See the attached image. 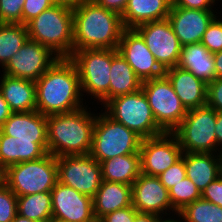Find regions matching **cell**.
Listing matches in <instances>:
<instances>
[{
    "label": "cell",
    "instance_id": "obj_1",
    "mask_svg": "<svg viewBox=\"0 0 222 222\" xmlns=\"http://www.w3.org/2000/svg\"><path fill=\"white\" fill-rule=\"evenodd\" d=\"M36 84V110L43 115L70 113L83 108L80 78L69 58H59Z\"/></svg>",
    "mask_w": 222,
    "mask_h": 222
},
{
    "label": "cell",
    "instance_id": "obj_2",
    "mask_svg": "<svg viewBox=\"0 0 222 222\" xmlns=\"http://www.w3.org/2000/svg\"><path fill=\"white\" fill-rule=\"evenodd\" d=\"M125 27L121 15L94 0L73 8V52L81 49H117Z\"/></svg>",
    "mask_w": 222,
    "mask_h": 222
},
{
    "label": "cell",
    "instance_id": "obj_3",
    "mask_svg": "<svg viewBox=\"0 0 222 222\" xmlns=\"http://www.w3.org/2000/svg\"><path fill=\"white\" fill-rule=\"evenodd\" d=\"M87 107L47 116L48 153L55 157L90 153L96 114Z\"/></svg>",
    "mask_w": 222,
    "mask_h": 222
},
{
    "label": "cell",
    "instance_id": "obj_4",
    "mask_svg": "<svg viewBox=\"0 0 222 222\" xmlns=\"http://www.w3.org/2000/svg\"><path fill=\"white\" fill-rule=\"evenodd\" d=\"M28 37L50 48L60 58L73 53V8L55 4L26 24Z\"/></svg>",
    "mask_w": 222,
    "mask_h": 222
},
{
    "label": "cell",
    "instance_id": "obj_5",
    "mask_svg": "<svg viewBox=\"0 0 222 222\" xmlns=\"http://www.w3.org/2000/svg\"><path fill=\"white\" fill-rule=\"evenodd\" d=\"M142 138L102 111L96 114L90 155L99 163L114 157L140 154Z\"/></svg>",
    "mask_w": 222,
    "mask_h": 222
},
{
    "label": "cell",
    "instance_id": "obj_6",
    "mask_svg": "<svg viewBox=\"0 0 222 222\" xmlns=\"http://www.w3.org/2000/svg\"><path fill=\"white\" fill-rule=\"evenodd\" d=\"M101 107L105 108L103 111L109 117L122 123L142 139L165 133L157 124L142 88L134 93L116 96Z\"/></svg>",
    "mask_w": 222,
    "mask_h": 222
},
{
    "label": "cell",
    "instance_id": "obj_7",
    "mask_svg": "<svg viewBox=\"0 0 222 222\" xmlns=\"http://www.w3.org/2000/svg\"><path fill=\"white\" fill-rule=\"evenodd\" d=\"M69 59L78 70L82 95L104 105L109 100L111 49L76 50Z\"/></svg>",
    "mask_w": 222,
    "mask_h": 222
},
{
    "label": "cell",
    "instance_id": "obj_8",
    "mask_svg": "<svg viewBox=\"0 0 222 222\" xmlns=\"http://www.w3.org/2000/svg\"><path fill=\"white\" fill-rule=\"evenodd\" d=\"M57 182V160L50 153L40 159L14 164L6 169V185L17 196L51 192Z\"/></svg>",
    "mask_w": 222,
    "mask_h": 222
},
{
    "label": "cell",
    "instance_id": "obj_9",
    "mask_svg": "<svg viewBox=\"0 0 222 222\" xmlns=\"http://www.w3.org/2000/svg\"><path fill=\"white\" fill-rule=\"evenodd\" d=\"M216 114L208 105L187 111L172 131L183 152L216 153Z\"/></svg>",
    "mask_w": 222,
    "mask_h": 222
},
{
    "label": "cell",
    "instance_id": "obj_10",
    "mask_svg": "<svg viewBox=\"0 0 222 222\" xmlns=\"http://www.w3.org/2000/svg\"><path fill=\"white\" fill-rule=\"evenodd\" d=\"M142 90L157 124L165 131L172 132L183 120L187 110L164 74L161 77L142 82Z\"/></svg>",
    "mask_w": 222,
    "mask_h": 222
},
{
    "label": "cell",
    "instance_id": "obj_11",
    "mask_svg": "<svg viewBox=\"0 0 222 222\" xmlns=\"http://www.w3.org/2000/svg\"><path fill=\"white\" fill-rule=\"evenodd\" d=\"M58 182L93 198L102 183L100 163L90 154L56 157Z\"/></svg>",
    "mask_w": 222,
    "mask_h": 222
},
{
    "label": "cell",
    "instance_id": "obj_12",
    "mask_svg": "<svg viewBox=\"0 0 222 222\" xmlns=\"http://www.w3.org/2000/svg\"><path fill=\"white\" fill-rule=\"evenodd\" d=\"M59 58L47 46L28 38L2 68V72L12 77L37 81Z\"/></svg>",
    "mask_w": 222,
    "mask_h": 222
},
{
    "label": "cell",
    "instance_id": "obj_13",
    "mask_svg": "<svg viewBox=\"0 0 222 222\" xmlns=\"http://www.w3.org/2000/svg\"><path fill=\"white\" fill-rule=\"evenodd\" d=\"M134 30L143 38L164 71L177 66L182 46L168 19L143 23Z\"/></svg>",
    "mask_w": 222,
    "mask_h": 222
},
{
    "label": "cell",
    "instance_id": "obj_14",
    "mask_svg": "<svg viewBox=\"0 0 222 222\" xmlns=\"http://www.w3.org/2000/svg\"><path fill=\"white\" fill-rule=\"evenodd\" d=\"M141 173L159 176L182 156V148L172 132L142 139L140 145Z\"/></svg>",
    "mask_w": 222,
    "mask_h": 222
},
{
    "label": "cell",
    "instance_id": "obj_15",
    "mask_svg": "<svg viewBox=\"0 0 222 222\" xmlns=\"http://www.w3.org/2000/svg\"><path fill=\"white\" fill-rule=\"evenodd\" d=\"M131 197L132 205L139 213L160 217H168L171 213H174V216L178 214L172 208L169 190L160 182L158 176L141 173L131 186Z\"/></svg>",
    "mask_w": 222,
    "mask_h": 222
},
{
    "label": "cell",
    "instance_id": "obj_16",
    "mask_svg": "<svg viewBox=\"0 0 222 222\" xmlns=\"http://www.w3.org/2000/svg\"><path fill=\"white\" fill-rule=\"evenodd\" d=\"M52 219L59 222H91L95 219L92 198L57 182L51 190Z\"/></svg>",
    "mask_w": 222,
    "mask_h": 222
},
{
    "label": "cell",
    "instance_id": "obj_17",
    "mask_svg": "<svg viewBox=\"0 0 222 222\" xmlns=\"http://www.w3.org/2000/svg\"><path fill=\"white\" fill-rule=\"evenodd\" d=\"M141 81L158 78L165 71L157 63L143 38L134 29H125L117 48Z\"/></svg>",
    "mask_w": 222,
    "mask_h": 222
},
{
    "label": "cell",
    "instance_id": "obj_18",
    "mask_svg": "<svg viewBox=\"0 0 222 222\" xmlns=\"http://www.w3.org/2000/svg\"><path fill=\"white\" fill-rule=\"evenodd\" d=\"M217 14L220 13H217L216 10L171 7L167 19L183 47L193 43H200L204 32Z\"/></svg>",
    "mask_w": 222,
    "mask_h": 222
},
{
    "label": "cell",
    "instance_id": "obj_19",
    "mask_svg": "<svg viewBox=\"0 0 222 222\" xmlns=\"http://www.w3.org/2000/svg\"><path fill=\"white\" fill-rule=\"evenodd\" d=\"M0 130L14 139L33 140L48 153L47 116L37 110L12 113Z\"/></svg>",
    "mask_w": 222,
    "mask_h": 222
},
{
    "label": "cell",
    "instance_id": "obj_20",
    "mask_svg": "<svg viewBox=\"0 0 222 222\" xmlns=\"http://www.w3.org/2000/svg\"><path fill=\"white\" fill-rule=\"evenodd\" d=\"M164 74L187 111L207 105V83L192 72L175 66L165 70Z\"/></svg>",
    "mask_w": 222,
    "mask_h": 222
},
{
    "label": "cell",
    "instance_id": "obj_21",
    "mask_svg": "<svg viewBox=\"0 0 222 222\" xmlns=\"http://www.w3.org/2000/svg\"><path fill=\"white\" fill-rule=\"evenodd\" d=\"M0 91L13 113L36 110V84L33 80L1 73Z\"/></svg>",
    "mask_w": 222,
    "mask_h": 222
},
{
    "label": "cell",
    "instance_id": "obj_22",
    "mask_svg": "<svg viewBox=\"0 0 222 222\" xmlns=\"http://www.w3.org/2000/svg\"><path fill=\"white\" fill-rule=\"evenodd\" d=\"M172 0H128L121 15L125 29H134L147 22L168 18Z\"/></svg>",
    "mask_w": 222,
    "mask_h": 222
},
{
    "label": "cell",
    "instance_id": "obj_23",
    "mask_svg": "<svg viewBox=\"0 0 222 222\" xmlns=\"http://www.w3.org/2000/svg\"><path fill=\"white\" fill-rule=\"evenodd\" d=\"M92 201L95 218L101 219L108 213L132 205L131 186L102 180Z\"/></svg>",
    "mask_w": 222,
    "mask_h": 222
},
{
    "label": "cell",
    "instance_id": "obj_24",
    "mask_svg": "<svg viewBox=\"0 0 222 222\" xmlns=\"http://www.w3.org/2000/svg\"><path fill=\"white\" fill-rule=\"evenodd\" d=\"M177 66L192 72L207 84L215 79L213 54L201 42L183 46Z\"/></svg>",
    "mask_w": 222,
    "mask_h": 222
},
{
    "label": "cell",
    "instance_id": "obj_25",
    "mask_svg": "<svg viewBox=\"0 0 222 222\" xmlns=\"http://www.w3.org/2000/svg\"><path fill=\"white\" fill-rule=\"evenodd\" d=\"M47 152L33 140L14 139L0 130V163L9 166L42 158Z\"/></svg>",
    "mask_w": 222,
    "mask_h": 222
},
{
    "label": "cell",
    "instance_id": "obj_26",
    "mask_svg": "<svg viewBox=\"0 0 222 222\" xmlns=\"http://www.w3.org/2000/svg\"><path fill=\"white\" fill-rule=\"evenodd\" d=\"M141 88L142 81L132 67L117 49H111L109 100L119 95L137 92Z\"/></svg>",
    "mask_w": 222,
    "mask_h": 222
},
{
    "label": "cell",
    "instance_id": "obj_27",
    "mask_svg": "<svg viewBox=\"0 0 222 222\" xmlns=\"http://www.w3.org/2000/svg\"><path fill=\"white\" fill-rule=\"evenodd\" d=\"M181 157L184 159L187 177L200 192L218 178L216 153L183 152Z\"/></svg>",
    "mask_w": 222,
    "mask_h": 222
},
{
    "label": "cell",
    "instance_id": "obj_28",
    "mask_svg": "<svg viewBox=\"0 0 222 222\" xmlns=\"http://www.w3.org/2000/svg\"><path fill=\"white\" fill-rule=\"evenodd\" d=\"M102 180L132 186L141 174L140 154H128L100 162Z\"/></svg>",
    "mask_w": 222,
    "mask_h": 222
},
{
    "label": "cell",
    "instance_id": "obj_29",
    "mask_svg": "<svg viewBox=\"0 0 222 222\" xmlns=\"http://www.w3.org/2000/svg\"><path fill=\"white\" fill-rule=\"evenodd\" d=\"M17 214L37 222H49L52 219L51 192L17 196Z\"/></svg>",
    "mask_w": 222,
    "mask_h": 222
},
{
    "label": "cell",
    "instance_id": "obj_30",
    "mask_svg": "<svg viewBox=\"0 0 222 222\" xmlns=\"http://www.w3.org/2000/svg\"><path fill=\"white\" fill-rule=\"evenodd\" d=\"M27 27L20 23H0V65L3 68L28 39Z\"/></svg>",
    "mask_w": 222,
    "mask_h": 222
},
{
    "label": "cell",
    "instance_id": "obj_31",
    "mask_svg": "<svg viewBox=\"0 0 222 222\" xmlns=\"http://www.w3.org/2000/svg\"><path fill=\"white\" fill-rule=\"evenodd\" d=\"M177 217L183 222H222V207L200 198L186 205Z\"/></svg>",
    "mask_w": 222,
    "mask_h": 222
},
{
    "label": "cell",
    "instance_id": "obj_32",
    "mask_svg": "<svg viewBox=\"0 0 222 222\" xmlns=\"http://www.w3.org/2000/svg\"><path fill=\"white\" fill-rule=\"evenodd\" d=\"M172 208L178 213L186 205L201 198V192L187 176L169 190Z\"/></svg>",
    "mask_w": 222,
    "mask_h": 222
},
{
    "label": "cell",
    "instance_id": "obj_33",
    "mask_svg": "<svg viewBox=\"0 0 222 222\" xmlns=\"http://www.w3.org/2000/svg\"><path fill=\"white\" fill-rule=\"evenodd\" d=\"M218 17L219 15L209 24L201 40L212 54L222 51V18Z\"/></svg>",
    "mask_w": 222,
    "mask_h": 222
},
{
    "label": "cell",
    "instance_id": "obj_34",
    "mask_svg": "<svg viewBox=\"0 0 222 222\" xmlns=\"http://www.w3.org/2000/svg\"><path fill=\"white\" fill-rule=\"evenodd\" d=\"M17 215V195L5 184L0 187V222H12Z\"/></svg>",
    "mask_w": 222,
    "mask_h": 222
},
{
    "label": "cell",
    "instance_id": "obj_35",
    "mask_svg": "<svg viewBox=\"0 0 222 222\" xmlns=\"http://www.w3.org/2000/svg\"><path fill=\"white\" fill-rule=\"evenodd\" d=\"M24 0H0V23L22 24Z\"/></svg>",
    "mask_w": 222,
    "mask_h": 222
},
{
    "label": "cell",
    "instance_id": "obj_36",
    "mask_svg": "<svg viewBox=\"0 0 222 222\" xmlns=\"http://www.w3.org/2000/svg\"><path fill=\"white\" fill-rule=\"evenodd\" d=\"M187 176L184 159L181 157L175 164L161 173L158 178L160 182L170 190L175 184Z\"/></svg>",
    "mask_w": 222,
    "mask_h": 222
},
{
    "label": "cell",
    "instance_id": "obj_37",
    "mask_svg": "<svg viewBox=\"0 0 222 222\" xmlns=\"http://www.w3.org/2000/svg\"><path fill=\"white\" fill-rule=\"evenodd\" d=\"M55 5L53 0H24L22 10V24L26 25L33 18L40 15L44 10Z\"/></svg>",
    "mask_w": 222,
    "mask_h": 222
},
{
    "label": "cell",
    "instance_id": "obj_38",
    "mask_svg": "<svg viewBox=\"0 0 222 222\" xmlns=\"http://www.w3.org/2000/svg\"><path fill=\"white\" fill-rule=\"evenodd\" d=\"M207 105L216 112H222V78H215L207 84Z\"/></svg>",
    "mask_w": 222,
    "mask_h": 222
},
{
    "label": "cell",
    "instance_id": "obj_39",
    "mask_svg": "<svg viewBox=\"0 0 222 222\" xmlns=\"http://www.w3.org/2000/svg\"><path fill=\"white\" fill-rule=\"evenodd\" d=\"M201 198L222 207V179L217 178L202 192Z\"/></svg>",
    "mask_w": 222,
    "mask_h": 222
},
{
    "label": "cell",
    "instance_id": "obj_40",
    "mask_svg": "<svg viewBox=\"0 0 222 222\" xmlns=\"http://www.w3.org/2000/svg\"><path fill=\"white\" fill-rule=\"evenodd\" d=\"M139 212L133 207V205L126 208L115 210L108 213L101 218L103 222H134L135 216Z\"/></svg>",
    "mask_w": 222,
    "mask_h": 222
},
{
    "label": "cell",
    "instance_id": "obj_41",
    "mask_svg": "<svg viewBox=\"0 0 222 222\" xmlns=\"http://www.w3.org/2000/svg\"><path fill=\"white\" fill-rule=\"evenodd\" d=\"M215 2L216 0H172V7L213 10Z\"/></svg>",
    "mask_w": 222,
    "mask_h": 222
},
{
    "label": "cell",
    "instance_id": "obj_42",
    "mask_svg": "<svg viewBox=\"0 0 222 222\" xmlns=\"http://www.w3.org/2000/svg\"><path fill=\"white\" fill-rule=\"evenodd\" d=\"M97 4L104 7L107 10L114 11L119 15H122L128 0H94Z\"/></svg>",
    "mask_w": 222,
    "mask_h": 222
},
{
    "label": "cell",
    "instance_id": "obj_43",
    "mask_svg": "<svg viewBox=\"0 0 222 222\" xmlns=\"http://www.w3.org/2000/svg\"><path fill=\"white\" fill-rule=\"evenodd\" d=\"M215 128H216L215 135H216V154H217L222 149V112H217L216 114Z\"/></svg>",
    "mask_w": 222,
    "mask_h": 222
},
{
    "label": "cell",
    "instance_id": "obj_44",
    "mask_svg": "<svg viewBox=\"0 0 222 222\" xmlns=\"http://www.w3.org/2000/svg\"><path fill=\"white\" fill-rule=\"evenodd\" d=\"M13 112L10 110L8 103L5 101L2 92L0 91V127L10 117Z\"/></svg>",
    "mask_w": 222,
    "mask_h": 222
},
{
    "label": "cell",
    "instance_id": "obj_45",
    "mask_svg": "<svg viewBox=\"0 0 222 222\" xmlns=\"http://www.w3.org/2000/svg\"><path fill=\"white\" fill-rule=\"evenodd\" d=\"M164 218L155 214L138 213L135 216L134 222H161Z\"/></svg>",
    "mask_w": 222,
    "mask_h": 222
},
{
    "label": "cell",
    "instance_id": "obj_46",
    "mask_svg": "<svg viewBox=\"0 0 222 222\" xmlns=\"http://www.w3.org/2000/svg\"><path fill=\"white\" fill-rule=\"evenodd\" d=\"M215 78H222V51L214 53Z\"/></svg>",
    "mask_w": 222,
    "mask_h": 222
},
{
    "label": "cell",
    "instance_id": "obj_47",
    "mask_svg": "<svg viewBox=\"0 0 222 222\" xmlns=\"http://www.w3.org/2000/svg\"><path fill=\"white\" fill-rule=\"evenodd\" d=\"M55 4H61L65 6H69L71 8H74L76 6H79L80 4L84 3L87 0H53Z\"/></svg>",
    "mask_w": 222,
    "mask_h": 222
},
{
    "label": "cell",
    "instance_id": "obj_48",
    "mask_svg": "<svg viewBox=\"0 0 222 222\" xmlns=\"http://www.w3.org/2000/svg\"><path fill=\"white\" fill-rule=\"evenodd\" d=\"M6 184V168L0 163V187Z\"/></svg>",
    "mask_w": 222,
    "mask_h": 222
},
{
    "label": "cell",
    "instance_id": "obj_49",
    "mask_svg": "<svg viewBox=\"0 0 222 222\" xmlns=\"http://www.w3.org/2000/svg\"><path fill=\"white\" fill-rule=\"evenodd\" d=\"M218 177L222 179V149L217 153Z\"/></svg>",
    "mask_w": 222,
    "mask_h": 222
},
{
    "label": "cell",
    "instance_id": "obj_50",
    "mask_svg": "<svg viewBox=\"0 0 222 222\" xmlns=\"http://www.w3.org/2000/svg\"><path fill=\"white\" fill-rule=\"evenodd\" d=\"M12 222H37V221L30 220L28 218L22 217L19 214H17Z\"/></svg>",
    "mask_w": 222,
    "mask_h": 222
},
{
    "label": "cell",
    "instance_id": "obj_51",
    "mask_svg": "<svg viewBox=\"0 0 222 222\" xmlns=\"http://www.w3.org/2000/svg\"><path fill=\"white\" fill-rule=\"evenodd\" d=\"M172 217H174L173 214H172L171 217L164 218L161 222H183V221H181L180 218H179V219H176V218L174 217V218L172 219ZM175 219H176V220H175Z\"/></svg>",
    "mask_w": 222,
    "mask_h": 222
},
{
    "label": "cell",
    "instance_id": "obj_52",
    "mask_svg": "<svg viewBox=\"0 0 222 222\" xmlns=\"http://www.w3.org/2000/svg\"><path fill=\"white\" fill-rule=\"evenodd\" d=\"M91 222H103L101 219H94L93 221H91Z\"/></svg>",
    "mask_w": 222,
    "mask_h": 222
},
{
    "label": "cell",
    "instance_id": "obj_53",
    "mask_svg": "<svg viewBox=\"0 0 222 222\" xmlns=\"http://www.w3.org/2000/svg\"><path fill=\"white\" fill-rule=\"evenodd\" d=\"M49 222H59V221H56V220L51 219Z\"/></svg>",
    "mask_w": 222,
    "mask_h": 222
}]
</instances>
